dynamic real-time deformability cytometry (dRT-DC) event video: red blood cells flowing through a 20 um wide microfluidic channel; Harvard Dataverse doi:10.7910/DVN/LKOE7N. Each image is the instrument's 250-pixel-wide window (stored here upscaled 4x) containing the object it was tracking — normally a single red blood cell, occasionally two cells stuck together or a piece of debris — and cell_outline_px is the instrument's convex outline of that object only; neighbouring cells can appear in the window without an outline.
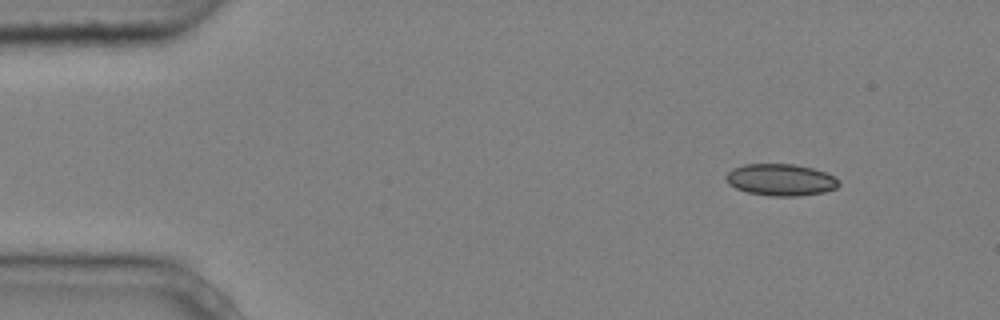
{"species": "common noctule bat (a hibernating species)", "species_latin": "Nyctalus noctula", "temperature_condition": "cold", "stored_images_in_passage": 6, "camera_frame_rate_fps": 3000, "um_per_image_px": 0.085, "animal": {"sex": "male", "body_mass_g": 20.4}, "frame": {"image": 1, "passage_image": 1, "time_ms": 0.0, "image_size_px": [1000, 320], "cell_outline_px": [[840, 184], [836, 188], [824, 192], [796, 196], [772, 196], [748, 192], [736, 188], [728, 184], [724, 176], [732, 168], [744, 164], [792, 164], [812, 168], [836, 176], [840, 180]], "centroid_in_image_um": [66.36, 15.28], "position_along_channel_um": 18.6, "area_um2": 20.98}}
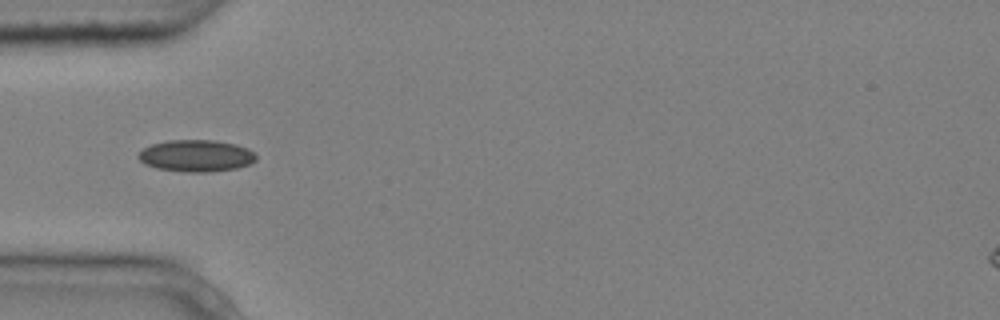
{"frame": {"image": 2, "passage_image": 4, "time_ms": 1.0, "image_size_px": [1000, 320], "cell_outline_px": [[256, 160], [248, 164], [236, 168], [208, 172], [184, 172], [156, 168], [144, 164], [136, 156], [144, 148], [152, 144], [168, 140], [216, 140], [236, 144], [248, 148], [256, 156]], "centroid_in_image_um": [16.65, 13.24], "position_along_channel_um": 68.3, "area_um2": 21.85}}
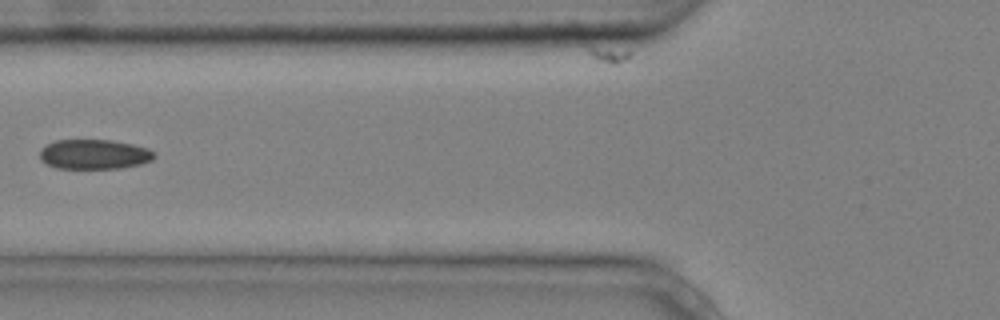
{"frame": {"image": 3, "passage_image": 5, "time_ms": 1.333, "image_size_px": [1000, 320], "cell_outline_px": [[156, 156], [152, 160], [140, 164], [120, 168], [56, 168], [40, 160], [40, 148], [56, 140], [112, 140], [132, 144], [148, 148], [156, 152]], "centroid_in_image_um": [8.02, 13.11], "position_along_channel_um": 117.8, "area_um2": 19.88}}